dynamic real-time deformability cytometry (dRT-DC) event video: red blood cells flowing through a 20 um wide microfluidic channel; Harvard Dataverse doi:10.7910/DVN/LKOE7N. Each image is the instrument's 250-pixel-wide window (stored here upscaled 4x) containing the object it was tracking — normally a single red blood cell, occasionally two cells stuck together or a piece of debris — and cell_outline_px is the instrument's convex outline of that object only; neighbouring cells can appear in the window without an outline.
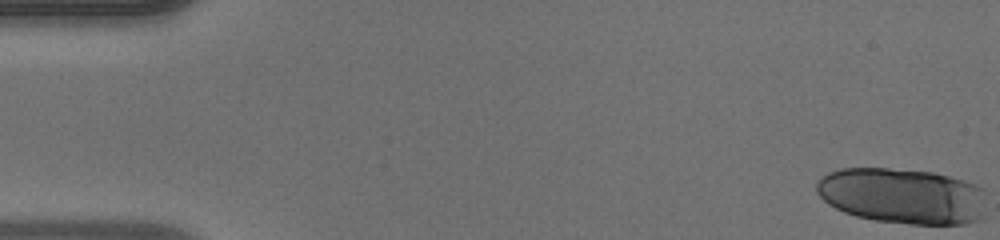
{"species": "human", "species_latin": "Homo sapiens", "temperature_condition": "warm", "stored_images_in_passage": 20, "camera_frame_rate_fps": 3000, "um_per_image_px": 0.085, "donor": {"sex": "male"}, "frame": {"image": 1, "passage_image": 1, "time_ms": 0.0, "image_size_px": [1000, 240], "cell_outline_px": [[960, 220], [956, 224], [916, 224], [880, 220], [860, 216], [848, 212], [832, 204], [820, 192], [820, 184], [832, 172], [848, 168], [880, 168], [928, 172], [944, 176], [956, 180]], "centroid_in_image_um": [76.0, 16.59], "position_along_channel_um": 9.0, "area_um2": 45.95}}
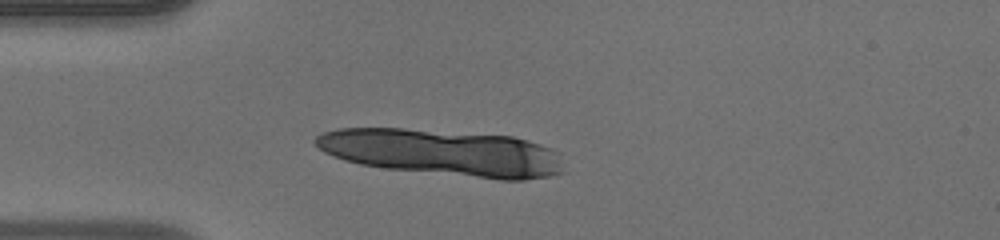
{"frame": {"image": 2, "passage_image": 13, "time_ms": 4.0, "image_size_px": [1000, 240], "cell_outline_px": [[548, 172], [540, 176], [484, 176], [400, 168], [368, 164], [348, 160], [336, 156], [320, 148], [316, 144], [316, 140], [320, 136], [328, 132], [348, 128], [396, 128], [508, 136], [524, 140], [532, 144]], "centroid_in_image_um": [37.02, 12.85], "position_along_channel_um": 48.0, "area_um2": 58.78}}